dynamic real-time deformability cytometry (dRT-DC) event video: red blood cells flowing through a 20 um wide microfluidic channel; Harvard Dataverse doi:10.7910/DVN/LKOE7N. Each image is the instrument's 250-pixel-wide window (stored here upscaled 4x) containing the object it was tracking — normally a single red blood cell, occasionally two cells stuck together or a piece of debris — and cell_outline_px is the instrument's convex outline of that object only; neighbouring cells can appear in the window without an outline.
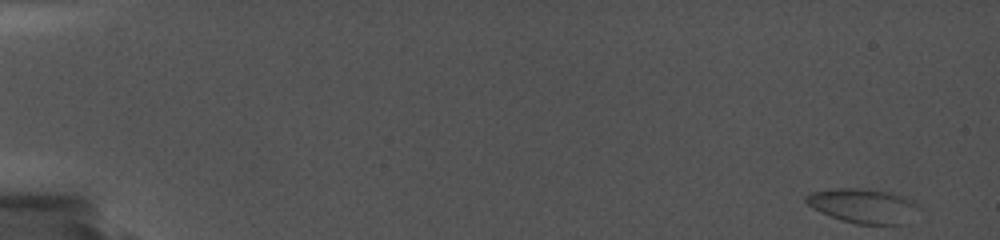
{"species": "common noctule bat (a hibernating species)", "species_latin": "Nyctalus noctula", "temperature_condition": "cold", "stored_images_in_passage": 78, "camera_frame_rate_fps": 5000, "um_per_image_px": 0.085, "animal": {"sex": "female", "body_mass_g": 19.0, "forearm_length_mm": 56.7}, "frame": {"image": 1, "passage_image": 1, "time_ms": 0.0, "image_size_px": [1000, 240], "cell_outline_px": [[920, 208], [900, 224], [856, 224], [840, 220], [820, 212], [812, 208], [804, 200], [804, 196], [812, 192], [836, 188], [860, 188], [892, 192], [904, 196], [912, 200]], "centroid_in_image_um": [73.32, 17.47], "position_along_channel_um": 11.7, "area_um2": 22.48}}
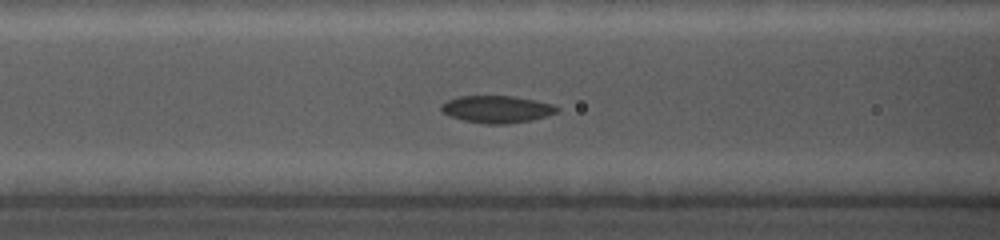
{"frame": {"image": 2, "passage_image": 43, "time_ms": 8.0, "image_size_px": [1000, 240], "cell_outline_px": [[560, 108], [556, 112], [532, 120], [508, 124], [484, 124], [464, 120], [452, 116], [444, 112], [440, 108], [440, 104], [448, 100], [460, 96], [512, 96], [552, 104]], "centroid_in_image_um": [42.22, 9.29], "position_along_channel_um": 124.4, "area_um2": 18.09}}
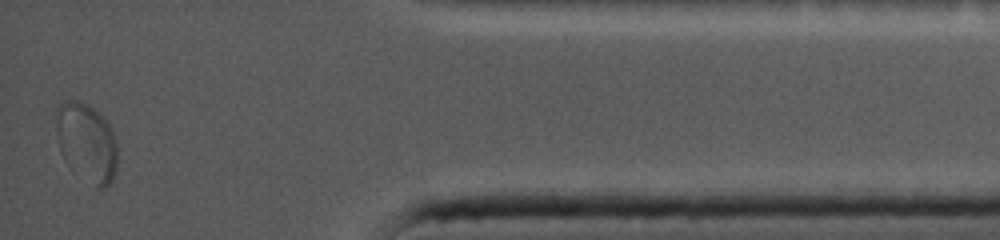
{"frame": {"image": 3, "passage_image": 78, "time_ms": 17.2, "image_size_px": [1000, 240], "cell_outline_px": [[116, 168], [112, 180], [104, 188], [96, 188], [56, 128], [56, 108], [60, 104], [68, 100], [76, 100], [92, 108], [108, 124], [112, 132], [116, 144]], "centroid_in_image_um": [7.51, 11.94], "position_along_channel_um": 427.7, "area_um2": 24.33}}